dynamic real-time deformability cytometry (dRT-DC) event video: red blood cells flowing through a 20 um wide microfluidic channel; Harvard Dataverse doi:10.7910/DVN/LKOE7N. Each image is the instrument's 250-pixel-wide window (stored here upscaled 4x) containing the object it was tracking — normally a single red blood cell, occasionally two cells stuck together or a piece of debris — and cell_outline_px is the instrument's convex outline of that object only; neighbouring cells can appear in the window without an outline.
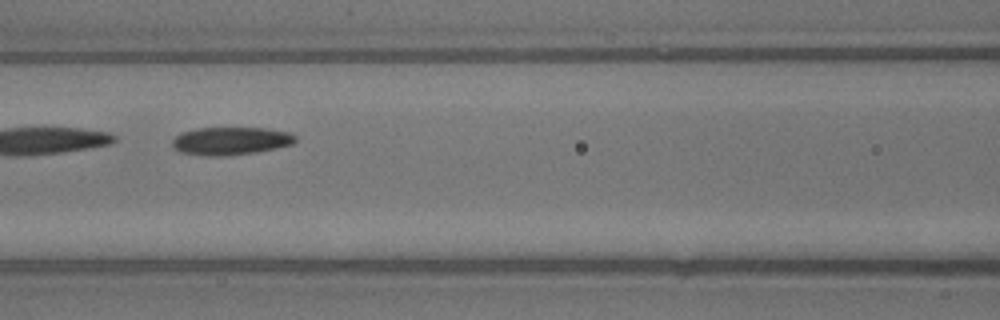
{"species": "common noctule bat (a hibernating species)", "species_latin": "Nyctalus noctula", "temperature_condition": "warm", "stored_images_in_passage": 34, "segment_of_instrument_passage": [2, 2], "camera_frame_rate_fps": 3000, "um_per_image_px": 0.085, "animal": {"sex": "male", "body_mass_g": 13.3}, "frame": {"image": 1, "passage_image": 15, "time_ms": 4.667, "image_size_px": [1000, 320], "cell_outline_px": [[296, 140], [292, 144], [276, 148], [256, 152], [228, 156], [204, 156], [180, 152], [172, 148], [172, 140], [180, 132], [196, 128], [264, 128], [288, 132], [296, 136]], "centroid_in_image_um": [19.56, 11.98], "position_along_channel_um": 147.0, "area_um2": 20.17}}
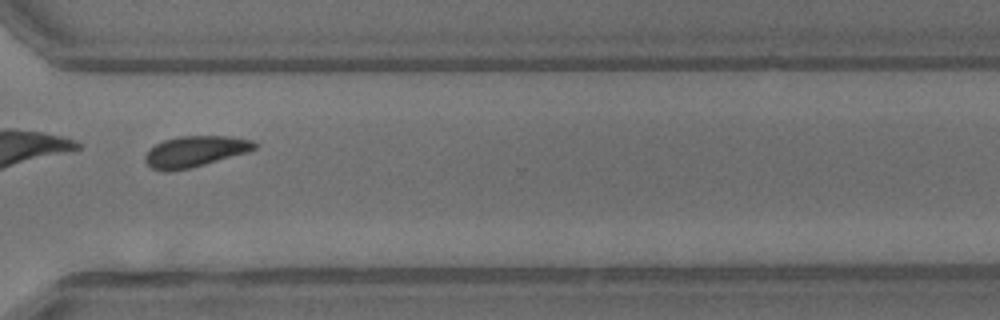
{"frame": {"image": 2, "passage_image": 26, "time_ms": 8.333, "image_size_px": [1000, 320], "cell_outline_px": [[256, 148], [248, 152], [204, 164], [188, 168], [168, 172], [164, 172], [152, 168], [144, 160], [144, 156], [156, 144], [164, 140], [180, 136], [232, 136], [252, 140], [256, 144]], "centroid_in_image_um": [16.58, 12.87], "position_along_channel_um": 354.0, "area_um2": 19.54}}